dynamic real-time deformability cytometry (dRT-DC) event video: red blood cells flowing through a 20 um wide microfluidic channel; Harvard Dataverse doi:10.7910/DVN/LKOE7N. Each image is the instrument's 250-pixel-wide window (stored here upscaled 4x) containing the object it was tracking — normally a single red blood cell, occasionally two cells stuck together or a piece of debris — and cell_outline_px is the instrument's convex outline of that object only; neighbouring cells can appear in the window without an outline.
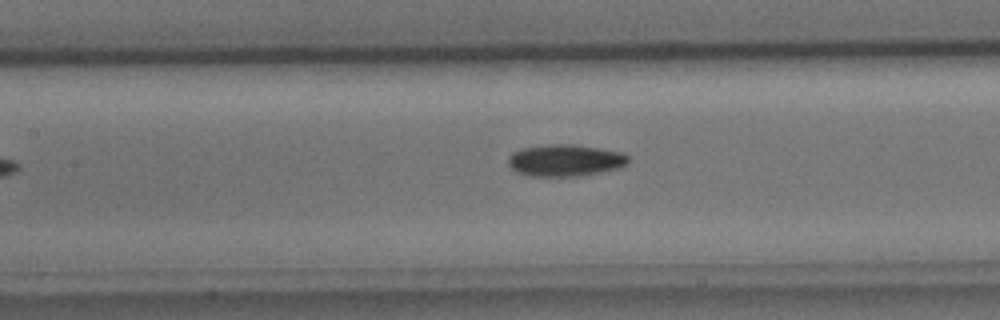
{"species": "common noctule bat (a hibernating species)", "species_latin": "Nyctalus noctula", "temperature_condition": "cold", "stored_images_in_passage": 8, "camera_frame_rate_fps": 3000, "um_per_image_px": 0.085, "animal": {"sex": "male", "body_mass_g": 15.6}, "frame": {"image": 1, "passage_image": 7, "time_ms": 7.333, "image_size_px": [1000, 320], "cell_outline_px": [[628, 164], [620, 168], [580, 176], [532, 176], [516, 172], [508, 164], [508, 156], [512, 152], [524, 148], [548, 144], [572, 144], [624, 152], [628, 156]], "centroid_in_image_um": [48.05, 13.63], "position_along_channel_um": 159.3, "area_um2": 22.37}}
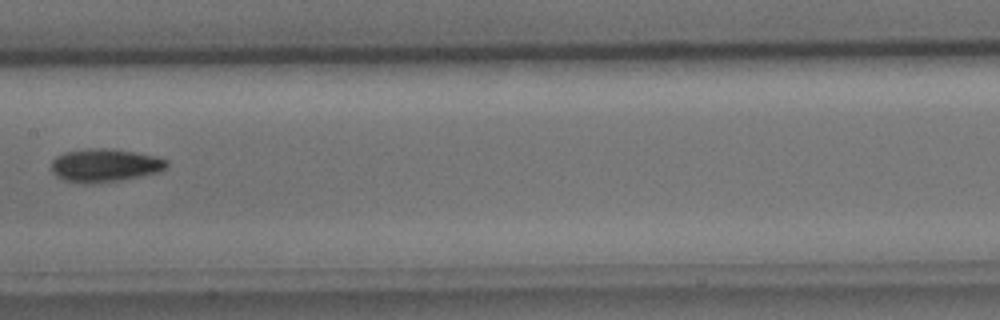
{"frame": {"image": 2, "passage_image": 8, "time_ms": 8.333, "image_size_px": [1000, 320], "cell_outline_px": [[168, 164], [160, 172], [116, 180], [88, 184], [64, 180], [56, 176], [52, 172], [52, 160], [56, 156], [64, 152], [88, 148], [112, 148], [156, 156], [168, 160]], "centroid_in_image_um": [8.89, 14.03], "position_along_channel_um": 198.5, "area_um2": 22.2}}